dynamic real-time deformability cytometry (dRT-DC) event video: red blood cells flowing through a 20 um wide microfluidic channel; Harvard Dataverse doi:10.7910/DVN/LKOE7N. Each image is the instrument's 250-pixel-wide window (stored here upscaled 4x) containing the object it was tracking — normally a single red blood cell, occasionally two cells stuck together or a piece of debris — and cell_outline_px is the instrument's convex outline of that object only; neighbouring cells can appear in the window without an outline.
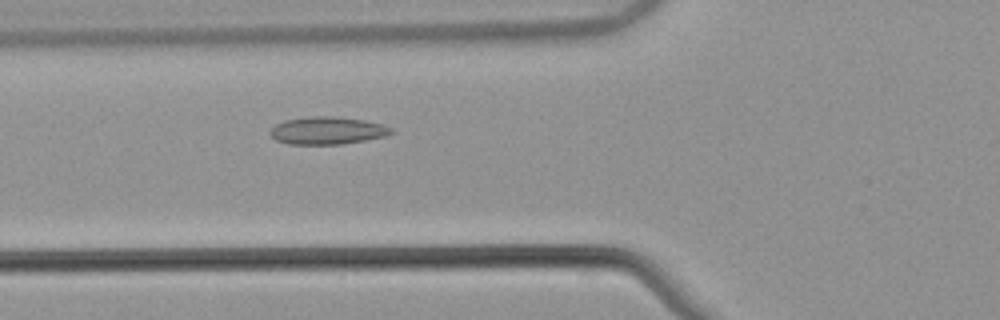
{"species": "common noctule bat (a hibernating species)", "species_latin": "Nyctalus noctula", "temperature_condition": "warm", "stored_images_in_passage": 38, "camera_frame_rate_fps": 3000, "um_per_image_px": 0.085, "animal": {"sex": "male", "body_mass_g": 21.5, "forearm_length_mm": 52.0}, "frame": {"image": 1, "passage_image": 5, "time_ms": 1.333, "image_size_px": [1000, 320], "cell_outline_px": [[396, 132], [384, 136], [364, 140], [340, 144], [288, 144], [276, 140], [268, 132], [276, 124], [284, 120], [312, 116], [332, 116], [364, 120], [380, 124], [392, 128]], "centroid_in_image_um": [27.81, 11.09], "position_along_channel_um": 98.0, "area_um2": 19.31}}
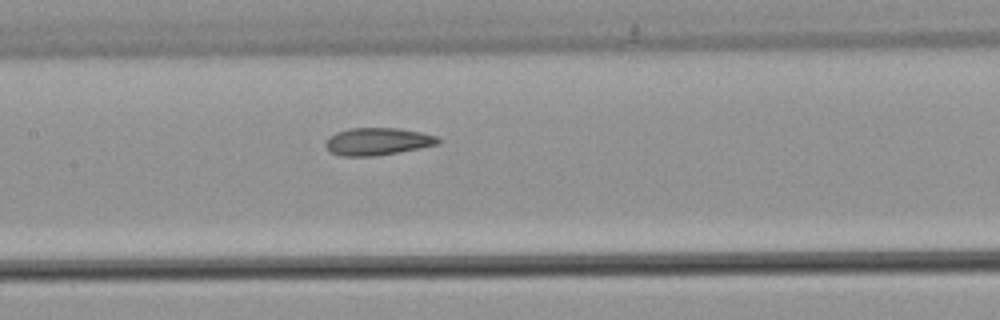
{"frame": {"image": 2, "passage_image": 11, "time_ms": 3.333, "image_size_px": [1000, 320], "cell_outline_px": [[440, 144], [400, 152], [372, 156], [340, 156], [332, 152], [324, 144], [328, 136], [336, 132], [348, 128], [396, 128], [420, 132], [436, 136], [440, 140]], "centroid_in_image_um": [32.08, 12.02], "position_along_channel_um": 175.3, "area_um2": 17.98}}
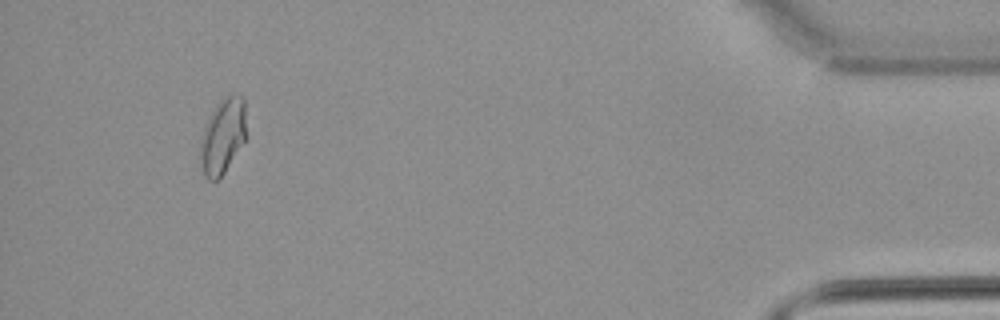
{"frame": {"image": 3, "passage_image": 35, "time_ms": 11.333, "image_size_px": [1000, 320], "cell_outline_px": [[244, 140], [224, 172], [216, 180], [208, 180], [204, 176], [200, 164], [200, 144], [204, 128], [212, 108], [224, 96], [236, 92], [240, 92], [244, 96]], "centroid_in_image_um": [18.9, 11.51], "position_along_channel_um": 416.3, "area_um2": 20.06}, "authors_computed_cell_mechanics": {"area_um2": 18.2937, "velocity_mm_per_s": 3.8486, "shape_relaxation_time_tau1_ms": null, "shape_relaxation_time_tau2_ms": 2.3043, "deformation_change_tau1": null, "deformation_change_tau2": 0.091}}